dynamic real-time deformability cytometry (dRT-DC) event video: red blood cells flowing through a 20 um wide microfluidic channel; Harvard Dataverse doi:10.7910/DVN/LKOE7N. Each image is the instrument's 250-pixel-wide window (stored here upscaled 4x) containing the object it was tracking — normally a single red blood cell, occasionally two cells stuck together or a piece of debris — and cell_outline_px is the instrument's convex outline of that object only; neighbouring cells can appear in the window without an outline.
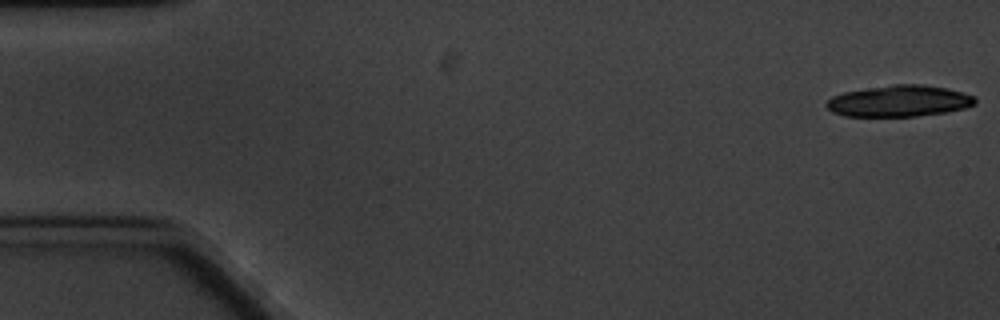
{"species": "common noctule bat (a hibernating species)", "species_latin": "Nyctalus noctula", "temperature_condition": "cold", "stored_images_in_passage": 6, "camera_frame_rate_fps": 3000, "um_per_image_px": 0.085, "animal": {"sex": "male", "body_mass_g": 20.1, "forearm_length_mm": 53.5}, "frame": {"image": 1, "passage_image": 1, "time_ms": 0.0, "image_size_px": [1000, 320], "cell_outline_px": [[976, 104], [964, 108], [944, 112], [916, 116], [844, 116], [832, 112], [824, 104], [832, 96], [844, 92], [892, 84], [924, 84], [948, 88], [976, 96]], "centroid_in_image_um": [76.44, 8.58], "position_along_channel_um": 8.6, "area_um2": 27.22}}